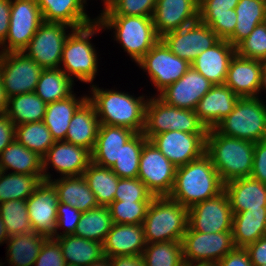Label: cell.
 <instances>
[{
    "label": "cell",
    "instance_id": "681fc988",
    "mask_svg": "<svg viewBox=\"0 0 266 266\" xmlns=\"http://www.w3.org/2000/svg\"><path fill=\"white\" fill-rule=\"evenodd\" d=\"M154 195L137 178H120L114 196L119 201H152Z\"/></svg>",
    "mask_w": 266,
    "mask_h": 266
},
{
    "label": "cell",
    "instance_id": "db71d44e",
    "mask_svg": "<svg viewBox=\"0 0 266 266\" xmlns=\"http://www.w3.org/2000/svg\"><path fill=\"white\" fill-rule=\"evenodd\" d=\"M239 0H199V15L236 14Z\"/></svg>",
    "mask_w": 266,
    "mask_h": 266
},
{
    "label": "cell",
    "instance_id": "03108f58",
    "mask_svg": "<svg viewBox=\"0 0 266 266\" xmlns=\"http://www.w3.org/2000/svg\"><path fill=\"white\" fill-rule=\"evenodd\" d=\"M88 266H112L109 257L104 256L100 260L92 262Z\"/></svg>",
    "mask_w": 266,
    "mask_h": 266
},
{
    "label": "cell",
    "instance_id": "cb8c5ba5",
    "mask_svg": "<svg viewBox=\"0 0 266 266\" xmlns=\"http://www.w3.org/2000/svg\"><path fill=\"white\" fill-rule=\"evenodd\" d=\"M236 47L227 40L220 39L215 45L200 53L191 67L214 85L224 84L231 59Z\"/></svg>",
    "mask_w": 266,
    "mask_h": 266
},
{
    "label": "cell",
    "instance_id": "f35d334b",
    "mask_svg": "<svg viewBox=\"0 0 266 266\" xmlns=\"http://www.w3.org/2000/svg\"><path fill=\"white\" fill-rule=\"evenodd\" d=\"M76 83L60 68L43 69L35 93L46 103L68 98L74 93Z\"/></svg>",
    "mask_w": 266,
    "mask_h": 266
},
{
    "label": "cell",
    "instance_id": "6125c7cd",
    "mask_svg": "<svg viewBox=\"0 0 266 266\" xmlns=\"http://www.w3.org/2000/svg\"><path fill=\"white\" fill-rule=\"evenodd\" d=\"M266 94V60L262 61L261 77H260V86H259V98H263L262 95ZM266 98V96L264 97Z\"/></svg>",
    "mask_w": 266,
    "mask_h": 266
},
{
    "label": "cell",
    "instance_id": "f907efd6",
    "mask_svg": "<svg viewBox=\"0 0 266 266\" xmlns=\"http://www.w3.org/2000/svg\"><path fill=\"white\" fill-rule=\"evenodd\" d=\"M81 215L82 212L71 205L59 202L57 206V225L55 238L66 235H74Z\"/></svg>",
    "mask_w": 266,
    "mask_h": 266
},
{
    "label": "cell",
    "instance_id": "ac0fdd59",
    "mask_svg": "<svg viewBox=\"0 0 266 266\" xmlns=\"http://www.w3.org/2000/svg\"><path fill=\"white\" fill-rule=\"evenodd\" d=\"M43 161V181L53 180L49 169L60 177L80 176L92 162L91 152L81 146L65 141H55ZM51 167V168H50ZM54 170H53V169Z\"/></svg>",
    "mask_w": 266,
    "mask_h": 266
},
{
    "label": "cell",
    "instance_id": "3957f363",
    "mask_svg": "<svg viewBox=\"0 0 266 266\" xmlns=\"http://www.w3.org/2000/svg\"><path fill=\"white\" fill-rule=\"evenodd\" d=\"M102 31L101 24L95 20L92 24L73 29L65 40L60 69L74 82L95 83L101 59L92 38Z\"/></svg>",
    "mask_w": 266,
    "mask_h": 266
},
{
    "label": "cell",
    "instance_id": "c3c4849f",
    "mask_svg": "<svg viewBox=\"0 0 266 266\" xmlns=\"http://www.w3.org/2000/svg\"><path fill=\"white\" fill-rule=\"evenodd\" d=\"M157 0H116L97 16H145L152 17Z\"/></svg>",
    "mask_w": 266,
    "mask_h": 266
},
{
    "label": "cell",
    "instance_id": "d6a6232c",
    "mask_svg": "<svg viewBox=\"0 0 266 266\" xmlns=\"http://www.w3.org/2000/svg\"><path fill=\"white\" fill-rule=\"evenodd\" d=\"M45 240V236L34 231L10 236L5 243V262L0 260V266H6V263L8 266H34Z\"/></svg>",
    "mask_w": 266,
    "mask_h": 266
},
{
    "label": "cell",
    "instance_id": "ab89813d",
    "mask_svg": "<svg viewBox=\"0 0 266 266\" xmlns=\"http://www.w3.org/2000/svg\"><path fill=\"white\" fill-rule=\"evenodd\" d=\"M43 181V174H18L0 171V203L26 200Z\"/></svg>",
    "mask_w": 266,
    "mask_h": 266
},
{
    "label": "cell",
    "instance_id": "b9f144b4",
    "mask_svg": "<svg viewBox=\"0 0 266 266\" xmlns=\"http://www.w3.org/2000/svg\"><path fill=\"white\" fill-rule=\"evenodd\" d=\"M15 139L42 158L55 142L43 121L16 125Z\"/></svg>",
    "mask_w": 266,
    "mask_h": 266
},
{
    "label": "cell",
    "instance_id": "9a60e30c",
    "mask_svg": "<svg viewBox=\"0 0 266 266\" xmlns=\"http://www.w3.org/2000/svg\"><path fill=\"white\" fill-rule=\"evenodd\" d=\"M160 39L176 56L191 64L203 51L215 45L220 38L206 24L197 21L164 34Z\"/></svg>",
    "mask_w": 266,
    "mask_h": 266
},
{
    "label": "cell",
    "instance_id": "484cf974",
    "mask_svg": "<svg viewBox=\"0 0 266 266\" xmlns=\"http://www.w3.org/2000/svg\"><path fill=\"white\" fill-rule=\"evenodd\" d=\"M146 241L142 224H116L103 243L104 256L142 255Z\"/></svg>",
    "mask_w": 266,
    "mask_h": 266
},
{
    "label": "cell",
    "instance_id": "e7e4bbea",
    "mask_svg": "<svg viewBox=\"0 0 266 266\" xmlns=\"http://www.w3.org/2000/svg\"><path fill=\"white\" fill-rule=\"evenodd\" d=\"M9 234L7 233V230L4 226V222L0 216V245L3 246V244H5L9 238Z\"/></svg>",
    "mask_w": 266,
    "mask_h": 266
},
{
    "label": "cell",
    "instance_id": "d590c367",
    "mask_svg": "<svg viewBox=\"0 0 266 266\" xmlns=\"http://www.w3.org/2000/svg\"><path fill=\"white\" fill-rule=\"evenodd\" d=\"M235 12V30L227 39L234 47L247 38L257 25L266 22V0H239Z\"/></svg>",
    "mask_w": 266,
    "mask_h": 266
},
{
    "label": "cell",
    "instance_id": "9f6ffc18",
    "mask_svg": "<svg viewBox=\"0 0 266 266\" xmlns=\"http://www.w3.org/2000/svg\"><path fill=\"white\" fill-rule=\"evenodd\" d=\"M218 264L219 266H254L245 248H234Z\"/></svg>",
    "mask_w": 266,
    "mask_h": 266
},
{
    "label": "cell",
    "instance_id": "836d02e7",
    "mask_svg": "<svg viewBox=\"0 0 266 266\" xmlns=\"http://www.w3.org/2000/svg\"><path fill=\"white\" fill-rule=\"evenodd\" d=\"M61 247L66 265L88 266L104 257L103 243L76 235L55 238Z\"/></svg>",
    "mask_w": 266,
    "mask_h": 266
},
{
    "label": "cell",
    "instance_id": "2e32d148",
    "mask_svg": "<svg viewBox=\"0 0 266 266\" xmlns=\"http://www.w3.org/2000/svg\"><path fill=\"white\" fill-rule=\"evenodd\" d=\"M233 213L225 191L188 209V226L197 232L232 231Z\"/></svg>",
    "mask_w": 266,
    "mask_h": 266
},
{
    "label": "cell",
    "instance_id": "7c38bea8",
    "mask_svg": "<svg viewBox=\"0 0 266 266\" xmlns=\"http://www.w3.org/2000/svg\"><path fill=\"white\" fill-rule=\"evenodd\" d=\"M42 70L24 52L0 53V78L7 98L35 92Z\"/></svg>",
    "mask_w": 266,
    "mask_h": 266
},
{
    "label": "cell",
    "instance_id": "91938a15",
    "mask_svg": "<svg viewBox=\"0 0 266 266\" xmlns=\"http://www.w3.org/2000/svg\"><path fill=\"white\" fill-rule=\"evenodd\" d=\"M12 0H0V45L5 41L10 20Z\"/></svg>",
    "mask_w": 266,
    "mask_h": 266
},
{
    "label": "cell",
    "instance_id": "5bb4252c",
    "mask_svg": "<svg viewBox=\"0 0 266 266\" xmlns=\"http://www.w3.org/2000/svg\"><path fill=\"white\" fill-rule=\"evenodd\" d=\"M185 263L219 262L235 246L232 231L202 233L193 231L189 226L182 239Z\"/></svg>",
    "mask_w": 266,
    "mask_h": 266
},
{
    "label": "cell",
    "instance_id": "f5cc1de1",
    "mask_svg": "<svg viewBox=\"0 0 266 266\" xmlns=\"http://www.w3.org/2000/svg\"><path fill=\"white\" fill-rule=\"evenodd\" d=\"M34 266H66L59 242L46 238Z\"/></svg>",
    "mask_w": 266,
    "mask_h": 266
},
{
    "label": "cell",
    "instance_id": "9c48e42d",
    "mask_svg": "<svg viewBox=\"0 0 266 266\" xmlns=\"http://www.w3.org/2000/svg\"><path fill=\"white\" fill-rule=\"evenodd\" d=\"M136 65L146 73L153 89L157 91L152 96H157L167 86L178 81L191 66L171 52L161 39Z\"/></svg>",
    "mask_w": 266,
    "mask_h": 266
},
{
    "label": "cell",
    "instance_id": "d4e9b609",
    "mask_svg": "<svg viewBox=\"0 0 266 266\" xmlns=\"http://www.w3.org/2000/svg\"><path fill=\"white\" fill-rule=\"evenodd\" d=\"M45 22L63 23L73 29L92 24L96 20L87 13L85 0H37Z\"/></svg>",
    "mask_w": 266,
    "mask_h": 266
},
{
    "label": "cell",
    "instance_id": "d6986e66",
    "mask_svg": "<svg viewBox=\"0 0 266 266\" xmlns=\"http://www.w3.org/2000/svg\"><path fill=\"white\" fill-rule=\"evenodd\" d=\"M58 203L54 185L50 181H42L26 199L32 231L46 238H55Z\"/></svg>",
    "mask_w": 266,
    "mask_h": 266
},
{
    "label": "cell",
    "instance_id": "74e56055",
    "mask_svg": "<svg viewBox=\"0 0 266 266\" xmlns=\"http://www.w3.org/2000/svg\"><path fill=\"white\" fill-rule=\"evenodd\" d=\"M82 176L96 196L99 206L108 207L114 201L120 178L111 168L102 167L91 162L84 170Z\"/></svg>",
    "mask_w": 266,
    "mask_h": 266
},
{
    "label": "cell",
    "instance_id": "11a10c76",
    "mask_svg": "<svg viewBox=\"0 0 266 266\" xmlns=\"http://www.w3.org/2000/svg\"><path fill=\"white\" fill-rule=\"evenodd\" d=\"M251 177L266 184V140L255 143Z\"/></svg>",
    "mask_w": 266,
    "mask_h": 266
},
{
    "label": "cell",
    "instance_id": "be15d7a7",
    "mask_svg": "<svg viewBox=\"0 0 266 266\" xmlns=\"http://www.w3.org/2000/svg\"><path fill=\"white\" fill-rule=\"evenodd\" d=\"M8 98L2 87V82L0 78V115L6 114Z\"/></svg>",
    "mask_w": 266,
    "mask_h": 266
},
{
    "label": "cell",
    "instance_id": "8fae6325",
    "mask_svg": "<svg viewBox=\"0 0 266 266\" xmlns=\"http://www.w3.org/2000/svg\"><path fill=\"white\" fill-rule=\"evenodd\" d=\"M72 30L63 23L44 21L22 52L42 69H58L65 40Z\"/></svg>",
    "mask_w": 266,
    "mask_h": 266
},
{
    "label": "cell",
    "instance_id": "ee69618b",
    "mask_svg": "<svg viewBox=\"0 0 266 266\" xmlns=\"http://www.w3.org/2000/svg\"><path fill=\"white\" fill-rule=\"evenodd\" d=\"M142 258L146 266H183L182 241L146 243Z\"/></svg>",
    "mask_w": 266,
    "mask_h": 266
},
{
    "label": "cell",
    "instance_id": "4fadbf2b",
    "mask_svg": "<svg viewBox=\"0 0 266 266\" xmlns=\"http://www.w3.org/2000/svg\"><path fill=\"white\" fill-rule=\"evenodd\" d=\"M177 167L150 140L142 148L138 178L154 196H168L174 186Z\"/></svg>",
    "mask_w": 266,
    "mask_h": 266
},
{
    "label": "cell",
    "instance_id": "ba28073f",
    "mask_svg": "<svg viewBox=\"0 0 266 266\" xmlns=\"http://www.w3.org/2000/svg\"><path fill=\"white\" fill-rule=\"evenodd\" d=\"M207 133L194 110L181 109L163 102L158 96H149L145 106L144 136L151 140L166 131Z\"/></svg>",
    "mask_w": 266,
    "mask_h": 266
},
{
    "label": "cell",
    "instance_id": "4dcf8cb0",
    "mask_svg": "<svg viewBox=\"0 0 266 266\" xmlns=\"http://www.w3.org/2000/svg\"><path fill=\"white\" fill-rule=\"evenodd\" d=\"M50 182L56 188L61 203L71 205L82 213L99 206L82 175L55 177Z\"/></svg>",
    "mask_w": 266,
    "mask_h": 266
},
{
    "label": "cell",
    "instance_id": "30bf717a",
    "mask_svg": "<svg viewBox=\"0 0 266 266\" xmlns=\"http://www.w3.org/2000/svg\"><path fill=\"white\" fill-rule=\"evenodd\" d=\"M43 22L37 0H12L9 29L0 53L22 52Z\"/></svg>",
    "mask_w": 266,
    "mask_h": 266
},
{
    "label": "cell",
    "instance_id": "4316f807",
    "mask_svg": "<svg viewBox=\"0 0 266 266\" xmlns=\"http://www.w3.org/2000/svg\"><path fill=\"white\" fill-rule=\"evenodd\" d=\"M232 213L266 207V184L254 178L245 177L224 183Z\"/></svg>",
    "mask_w": 266,
    "mask_h": 266
},
{
    "label": "cell",
    "instance_id": "e575fe53",
    "mask_svg": "<svg viewBox=\"0 0 266 266\" xmlns=\"http://www.w3.org/2000/svg\"><path fill=\"white\" fill-rule=\"evenodd\" d=\"M0 171L18 174H43L42 157L15 139L0 154Z\"/></svg>",
    "mask_w": 266,
    "mask_h": 266
},
{
    "label": "cell",
    "instance_id": "94428289",
    "mask_svg": "<svg viewBox=\"0 0 266 266\" xmlns=\"http://www.w3.org/2000/svg\"><path fill=\"white\" fill-rule=\"evenodd\" d=\"M109 259L112 266H146L142 255H119Z\"/></svg>",
    "mask_w": 266,
    "mask_h": 266
},
{
    "label": "cell",
    "instance_id": "277c9868",
    "mask_svg": "<svg viewBox=\"0 0 266 266\" xmlns=\"http://www.w3.org/2000/svg\"><path fill=\"white\" fill-rule=\"evenodd\" d=\"M254 147V142L225 136L215 128L207 131L206 154L224 183L251 176Z\"/></svg>",
    "mask_w": 266,
    "mask_h": 266
},
{
    "label": "cell",
    "instance_id": "003e7915",
    "mask_svg": "<svg viewBox=\"0 0 266 266\" xmlns=\"http://www.w3.org/2000/svg\"><path fill=\"white\" fill-rule=\"evenodd\" d=\"M188 266H219L217 262H196L188 263Z\"/></svg>",
    "mask_w": 266,
    "mask_h": 266
},
{
    "label": "cell",
    "instance_id": "52a82bcc",
    "mask_svg": "<svg viewBox=\"0 0 266 266\" xmlns=\"http://www.w3.org/2000/svg\"><path fill=\"white\" fill-rule=\"evenodd\" d=\"M215 129L225 136L254 143L266 140V100L259 97L239 98L233 111Z\"/></svg>",
    "mask_w": 266,
    "mask_h": 266
},
{
    "label": "cell",
    "instance_id": "7dc6e473",
    "mask_svg": "<svg viewBox=\"0 0 266 266\" xmlns=\"http://www.w3.org/2000/svg\"><path fill=\"white\" fill-rule=\"evenodd\" d=\"M236 54L247 59L266 60V22L257 25L250 35L236 46Z\"/></svg>",
    "mask_w": 266,
    "mask_h": 266
},
{
    "label": "cell",
    "instance_id": "f6af8a7d",
    "mask_svg": "<svg viewBox=\"0 0 266 266\" xmlns=\"http://www.w3.org/2000/svg\"><path fill=\"white\" fill-rule=\"evenodd\" d=\"M0 216L9 236L32 232L26 200L0 203Z\"/></svg>",
    "mask_w": 266,
    "mask_h": 266
},
{
    "label": "cell",
    "instance_id": "bcb514c9",
    "mask_svg": "<svg viewBox=\"0 0 266 266\" xmlns=\"http://www.w3.org/2000/svg\"><path fill=\"white\" fill-rule=\"evenodd\" d=\"M152 201L114 200L108 207L113 223L142 224Z\"/></svg>",
    "mask_w": 266,
    "mask_h": 266
},
{
    "label": "cell",
    "instance_id": "f1b7e54d",
    "mask_svg": "<svg viewBox=\"0 0 266 266\" xmlns=\"http://www.w3.org/2000/svg\"><path fill=\"white\" fill-rule=\"evenodd\" d=\"M99 127L100 122L95 107L87 99L74 113L64 141L81 146L92 153Z\"/></svg>",
    "mask_w": 266,
    "mask_h": 266
},
{
    "label": "cell",
    "instance_id": "8992f818",
    "mask_svg": "<svg viewBox=\"0 0 266 266\" xmlns=\"http://www.w3.org/2000/svg\"><path fill=\"white\" fill-rule=\"evenodd\" d=\"M142 225L146 243L182 241L188 209L169 196H154Z\"/></svg>",
    "mask_w": 266,
    "mask_h": 266
},
{
    "label": "cell",
    "instance_id": "603a6c76",
    "mask_svg": "<svg viewBox=\"0 0 266 266\" xmlns=\"http://www.w3.org/2000/svg\"><path fill=\"white\" fill-rule=\"evenodd\" d=\"M239 97L225 84L213 85L199 100L195 113L207 129L216 125L228 116Z\"/></svg>",
    "mask_w": 266,
    "mask_h": 266
},
{
    "label": "cell",
    "instance_id": "680465c9",
    "mask_svg": "<svg viewBox=\"0 0 266 266\" xmlns=\"http://www.w3.org/2000/svg\"><path fill=\"white\" fill-rule=\"evenodd\" d=\"M15 140V125L6 114L0 115V154Z\"/></svg>",
    "mask_w": 266,
    "mask_h": 266
},
{
    "label": "cell",
    "instance_id": "44dd1931",
    "mask_svg": "<svg viewBox=\"0 0 266 266\" xmlns=\"http://www.w3.org/2000/svg\"><path fill=\"white\" fill-rule=\"evenodd\" d=\"M213 85L190 66L178 81L167 86L157 96L169 105L181 109L195 110L199 100Z\"/></svg>",
    "mask_w": 266,
    "mask_h": 266
},
{
    "label": "cell",
    "instance_id": "7402d4cb",
    "mask_svg": "<svg viewBox=\"0 0 266 266\" xmlns=\"http://www.w3.org/2000/svg\"><path fill=\"white\" fill-rule=\"evenodd\" d=\"M261 69V60L235 54L230 61L224 84L239 98L259 97Z\"/></svg>",
    "mask_w": 266,
    "mask_h": 266
},
{
    "label": "cell",
    "instance_id": "6f0895ef",
    "mask_svg": "<svg viewBox=\"0 0 266 266\" xmlns=\"http://www.w3.org/2000/svg\"><path fill=\"white\" fill-rule=\"evenodd\" d=\"M254 266L266 264V235L245 247Z\"/></svg>",
    "mask_w": 266,
    "mask_h": 266
},
{
    "label": "cell",
    "instance_id": "7bdbcfd3",
    "mask_svg": "<svg viewBox=\"0 0 266 266\" xmlns=\"http://www.w3.org/2000/svg\"><path fill=\"white\" fill-rule=\"evenodd\" d=\"M147 140L143 132H140L123 145L118 160L111 167L119 178L138 177L140 156Z\"/></svg>",
    "mask_w": 266,
    "mask_h": 266
},
{
    "label": "cell",
    "instance_id": "f546056e",
    "mask_svg": "<svg viewBox=\"0 0 266 266\" xmlns=\"http://www.w3.org/2000/svg\"><path fill=\"white\" fill-rule=\"evenodd\" d=\"M88 99V93L77 96L74 92L68 98L48 103L43 123L55 141H64L70 121L77 109Z\"/></svg>",
    "mask_w": 266,
    "mask_h": 266
},
{
    "label": "cell",
    "instance_id": "83f0119b",
    "mask_svg": "<svg viewBox=\"0 0 266 266\" xmlns=\"http://www.w3.org/2000/svg\"><path fill=\"white\" fill-rule=\"evenodd\" d=\"M136 133L128 128L100 124L96 144L92 151V162L111 168L119 158L123 145Z\"/></svg>",
    "mask_w": 266,
    "mask_h": 266
},
{
    "label": "cell",
    "instance_id": "ffe728a7",
    "mask_svg": "<svg viewBox=\"0 0 266 266\" xmlns=\"http://www.w3.org/2000/svg\"><path fill=\"white\" fill-rule=\"evenodd\" d=\"M159 37L199 20V0H157L152 16Z\"/></svg>",
    "mask_w": 266,
    "mask_h": 266
},
{
    "label": "cell",
    "instance_id": "8d00e7d4",
    "mask_svg": "<svg viewBox=\"0 0 266 266\" xmlns=\"http://www.w3.org/2000/svg\"><path fill=\"white\" fill-rule=\"evenodd\" d=\"M46 105L35 92L18 94L8 98L6 115L15 126L39 122L43 121Z\"/></svg>",
    "mask_w": 266,
    "mask_h": 266
},
{
    "label": "cell",
    "instance_id": "a7ac6f4b",
    "mask_svg": "<svg viewBox=\"0 0 266 266\" xmlns=\"http://www.w3.org/2000/svg\"><path fill=\"white\" fill-rule=\"evenodd\" d=\"M86 1V4H87V1H89V0H85ZM116 0H101V3L103 4L102 6H103V8H102V10H99L100 12H102V11H105L106 9H108L109 7H110V5H112L113 4V2H115Z\"/></svg>",
    "mask_w": 266,
    "mask_h": 266
},
{
    "label": "cell",
    "instance_id": "1f68e13d",
    "mask_svg": "<svg viewBox=\"0 0 266 266\" xmlns=\"http://www.w3.org/2000/svg\"><path fill=\"white\" fill-rule=\"evenodd\" d=\"M266 235V207L233 214L232 236L235 248H245Z\"/></svg>",
    "mask_w": 266,
    "mask_h": 266
},
{
    "label": "cell",
    "instance_id": "816d5d0a",
    "mask_svg": "<svg viewBox=\"0 0 266 266\" xmlns=\"http://www.w3.org/2000/svg\"><path fill=\"white\" fill-rule=\"evenodd\" d=\"M236 14L199 15V21L208 25L220 39L227 40L235 30Z\"/></svg>",
    "mask_w": 266,
    "mask_h": 266
},
{
    "label": "cell",
    "instance_id": "60d3db41",
    "mask_svg": "<svg viewBox=\"0 0 266 266\" xmlns=\"http://www.w3.org/2000/svg\"><path fill=\"white\" fill-rule=\"evenodd\" d=\"M112 225L113 221L109 207L98 206L82 213L74 235L104 243Z\"/></svg>",
    "mask_w": 266,
    "mask_h": 266
},
{
    "label": "cell",
    "instance_id": "6da1fadb",
    "mask_svg": "<svg viewBox=\"0 0 266 266\" xmlns=\"http://www.w3.org/2000/svg\"><path fill=\"white\" fill-rule=\"evenodd\" d=\"M89 86L88 92L91 93H88V100L94 105L100 124L128 128L135 133L143 132L145 106L150 93L137 97L116 87L104 89L99 84Z\"/></svg>",
    "mask_w": 266,
    "mask_h": 266
},
{
    "label": "cell",
    "instance_id": "5b68a950",
    "mask_svg": "<svg viewBox=\"0 0 266 266\" xmlns=\"http://www.w3.org/2000/svg\"><path fill=\"white\" fill-rule=\"evenodd\" d=\"M103 31L111 33L124 53L137 64L143 56L160 40L152 17L145 16H96ZM109 30V31H108Z\"/></svg>",
    "mask_w": 266,
    "mask_h": 266
},
{
    "label": "cell",
    "instance_id": "7a4b0ae2",
    "mask_svg": "<svg viewBox=\"0 0 266 266\" xmlns=\"http://www.w3.org/2000/svg\"><path fill=\"white\" fill-rule=\"evenodd\" d=\"M223 191L224 182L205 153L176 169L174 186L168 196L189 209Z\"/></svg>",
    "mask_w": 266,
    "mask_h": 266
},
{
    "label": "cell",
    "instance_id": "e0dca14e",
    "mask_svg": "<svg viewBox=\"0 0 266 266\" xmlns=\"http://www.w3.org/2000/svg\"><path fill=\"white\" fill-rule=\"evenodd\" d=\"M206 135L174 130L155 135L150 141L178 168L206 153Z\"/></svg>",
    "mask_w": 266,
    "mask_h": 266
}]
</instances>
